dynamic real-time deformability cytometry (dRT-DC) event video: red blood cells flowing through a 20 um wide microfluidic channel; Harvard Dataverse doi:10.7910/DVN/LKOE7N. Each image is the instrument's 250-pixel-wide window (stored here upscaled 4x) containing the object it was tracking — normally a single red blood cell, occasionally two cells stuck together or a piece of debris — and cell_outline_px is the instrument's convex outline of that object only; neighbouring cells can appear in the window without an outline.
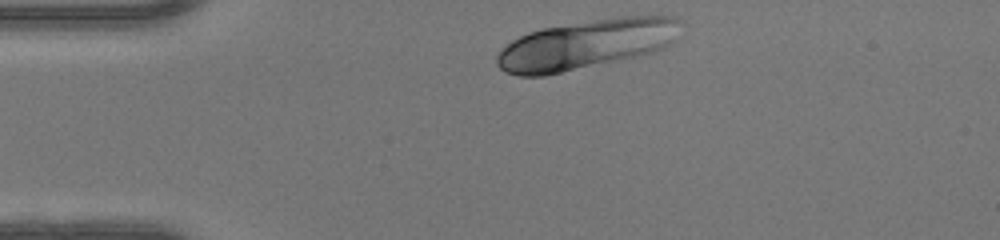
{"species": "human", "species_latin": "Homo sapiens", "temperature_condition": "warm", "stored_images_in_passage": 32, "camera_frame_rate_fps": 3000, "um_per_image_px": 0.085, "donor": {"sex": "female"}, "frame": {"image": 1, "passage_image": 1, "time_ms": 0.0, "image_size_px": [1000, 240], "cell_outline_px": [[684, 20], [676, 40], [664, 48], [652, 52], [620, 60], [544, 76], [520, 76], [504, 72], [496, 64], [496, 56], [512, 40], [528, 32], [544, 28], [596, 20], [624, 16], [672, 16]], "centroid_in_image_um": [49.88, 3.77], "position_along_channel_um": 35.1, "area_um2": 52.89}}
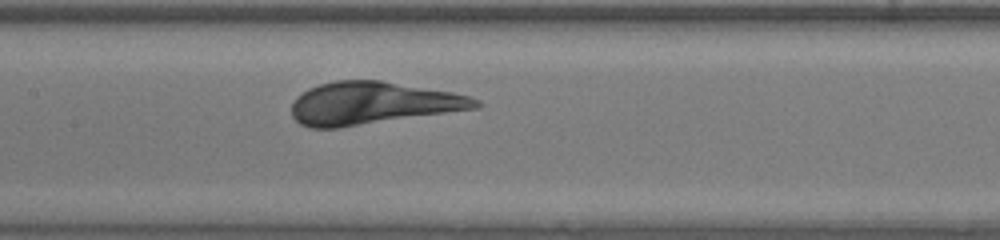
{"frame": {"image": 2, "passage_image": 14, "time_ms": 4.333, "image_size_px": [1000, 240], "cell_outline_px": [[484, 104], [480, 108], [340, 128], [308, 128], [300, 124], [292, 116], [292, 104], [296, 96], [308, 88], [320, 84], [336, 80], [380, 80], [452, 92], [472, 96], [480, 100]], "centroid_in_image_um": [31.7, 8.78], "position_along_channel_um": 175.7, "area_um2": 46.07}}
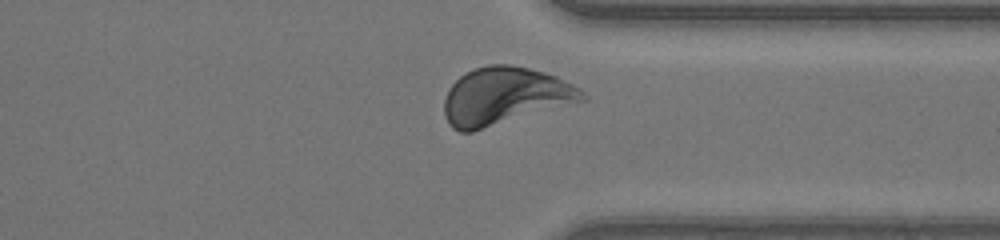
{"frame": {"image": 3, "passage_image": 28, "time_ms": 9.0, "image_size_px": [1000, 240], "cell_outline_px": [[588, 100], [472, 132], [460, 132], [452, 128], [448, 124], [444, 116], [444, 100], [448, 88], [464, 72], [472, 68], [488, 64], [512, 64], [544, 72], [556, 76], [580, 88], [588, 96]], "centroid_in_image_um": [42.9, 8.17], "position_along_channel_um": 368.5, "area_um2": 46.88}, "authors_computed_cell_mechanics": {"area_um2": 46.0088, "velocity_mm_per_s": 4.1509, "shape_relaxation_time_tau1_ms": 2.1467, "shape_relaxation_time_tau2_ms": null, "deformation_change_tau1": 0.1129, "deformation_change_tau2": null}}